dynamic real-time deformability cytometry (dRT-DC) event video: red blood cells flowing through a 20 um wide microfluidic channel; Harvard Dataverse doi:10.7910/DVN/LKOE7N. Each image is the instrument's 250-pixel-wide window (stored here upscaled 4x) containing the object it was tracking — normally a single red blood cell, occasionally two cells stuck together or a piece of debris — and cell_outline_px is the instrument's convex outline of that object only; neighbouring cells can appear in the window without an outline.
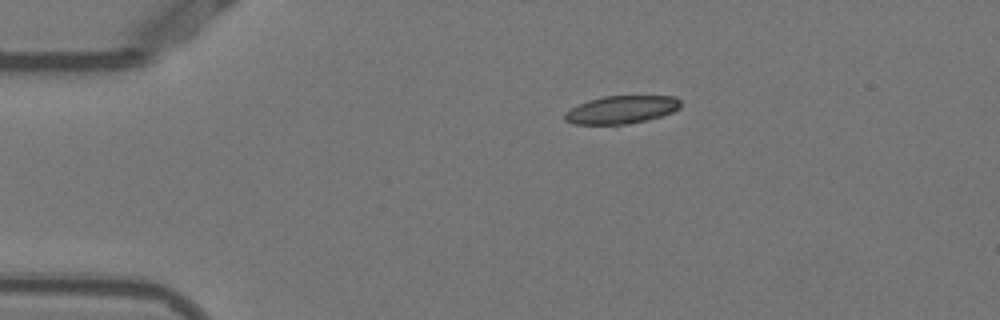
{"species": "Egyptian fruit bat (a non-hibernating species)", "species_latin": "Rousettus aegyptiacus", "temperature_condition": "warm", "stored_images_in_passage": 44, "camera_frame_rate_fps": 3000, "um_per_image_px": 0.085, "animal": {"sex": "female"}, "frame": {"image": 1, "passage_image": 1, "time_ms": 0.0, "image_size_px": [1000, 320], "cell_outline_px": [[680, 108], [672, 112], [648, 120], [616, 128], [572, 124], [564, 120], [564, 112], [588, 100], [604, 96], [676, 96], [680, 100]], "centroid_in_image_um": [52.77, 9.38], "position_along_channel_um": 32.2, "area_um2": 19.77}}
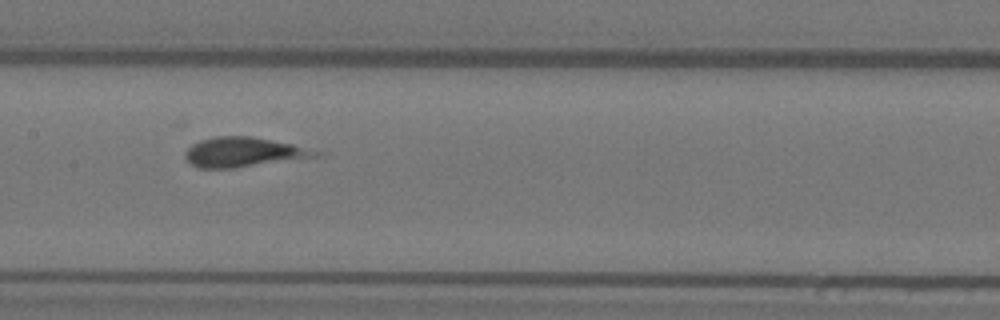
{"frame": {"image": 2, "passage_image": 17, "time_ms": 5.333, "image_size_px": [1000, 320], "cell_outline_px": [[324, 152], [316, 156], [232, 168], [200, 168], [192, 164], [184, 156], [184, 152], [192, 144], [200, 140], [216, 136], [252, 136], [292, 144]], "centroid_in_image_um": [20.65, 12.92], "position_along_channel_um": 186.8, "area_um2": 22.14}}
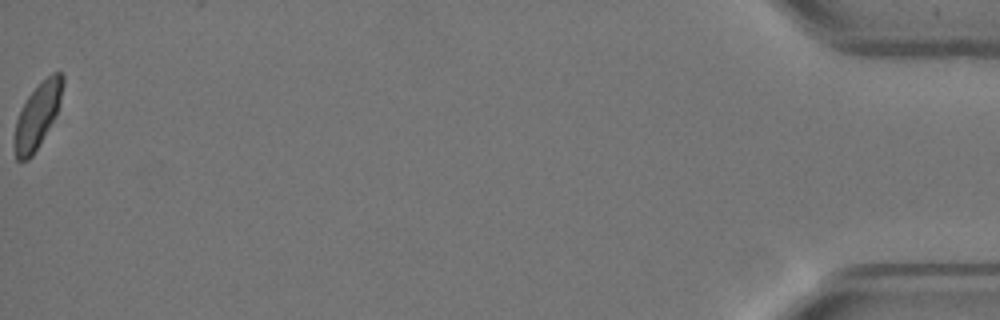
{"frame": {"image": 3, "passage_image": 44, "time_ms": 14.333, "image_size_px": [1000, 320], "cell_outline_px": [[64, 84], [56, 116], [32, 156], [28, 160], [16, 160], [16, 120], [28, 96], [52, 72], [60, 72], [64, 76]], "centroid_in_image_um": [3.23, 9.79], "position_along_channel_um": 432.0, "area_um2": 17.57}}